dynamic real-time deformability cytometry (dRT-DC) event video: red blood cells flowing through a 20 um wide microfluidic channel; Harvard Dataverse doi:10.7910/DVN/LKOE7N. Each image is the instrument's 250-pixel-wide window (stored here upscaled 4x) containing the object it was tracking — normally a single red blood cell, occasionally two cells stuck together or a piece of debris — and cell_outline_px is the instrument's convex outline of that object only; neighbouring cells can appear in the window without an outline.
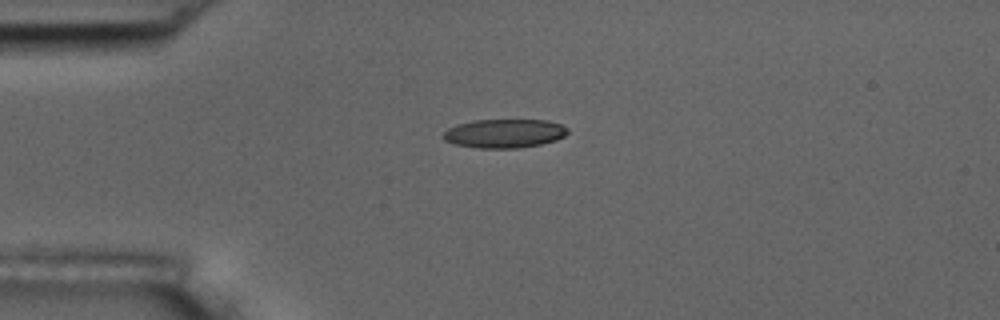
{"species": "common noctule bat (a hibernating species)", "species_latin": "Nyctalus noctula", "temperature_condition": "room temperature", "stored_images_in_passage": 2, "camera_frame_rate_fps": 3000, "um_per_image_px": 0.085, "animal": {"sex": "male", "body_mass_g": 17.5, "forearm_length_mm": 52.3}, "frame": {"image": 1, "passage_image": 1, "time_ms": 0.0, "image_size_px": [1000, 320], "cell_outline_px": [[568, 132], [564, 136], [556, 140], [540, 144], [520, 148], [480, 148], [456, 144], [444, 140], [440, 136], [448, 128], [460, 124], [476, 120], [548, 120], [560, 124], [568, 128]], "centroid_in_image_um": [42.88, 11.34], "position_along_channel_um": 42.1, "area_um2": 20.81}}